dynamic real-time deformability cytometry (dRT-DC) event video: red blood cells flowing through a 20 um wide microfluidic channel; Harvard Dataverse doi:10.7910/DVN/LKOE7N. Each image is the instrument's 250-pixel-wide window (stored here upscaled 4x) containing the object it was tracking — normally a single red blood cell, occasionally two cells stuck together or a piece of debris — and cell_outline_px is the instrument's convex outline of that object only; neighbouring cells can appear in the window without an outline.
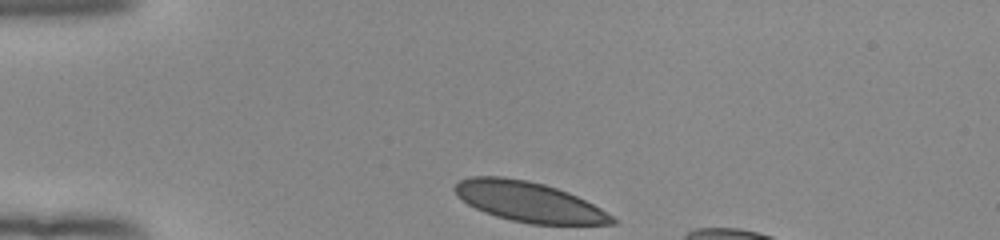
{"species": "human", "species_latin": "Homo sapiens", "temperature_condition": "room temperature", "stored_images_in_passage": 32, "camera_frame_rate_fps": 3000, "um_per_image_px": 0.085, "donor": {"sex": "female"}, "frame": {"image": 1, "passage_image": 1, "time_ms": 0.0, "image_size_px": [1000, 240], "cell_outline_px": [[616, 224], [532, 224], [512, 220], [496, 216], [484, 212], [468, 204], [456, 196], [452, 188], [460, 180], [472, 176], [504, 176], [528, 180], [544, 184], [568, 192], [600, 208], [612, 216], [616, 220]], "centroid_in_image_um": [44.9, 17.14], "position_along_channel_um": 40.1, "area_um2": 36.53}}
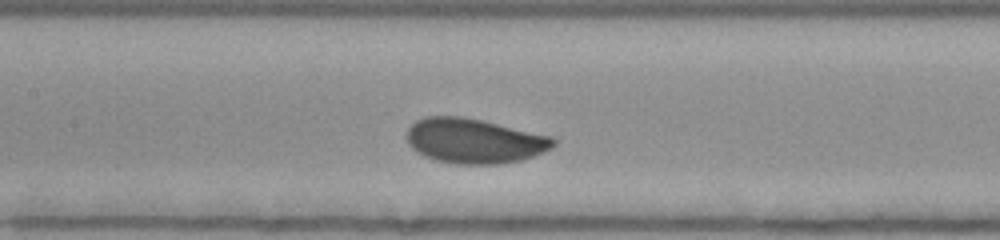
{"frame": {"image": 2, "passage_image": 14, "time_ms": 4.333, "image_size_px": [1000, 240], "cell_outline_px": [[556, 144], [552, 148], [532, 156], [520, 160], [500, 164], [456, 164], [436, 160], [412, 148], [408, 144], [408, 128], [416, 120], [424, 116], [464, 116], [552, 136], [556, 140]], "centroid_in_image_um": [40.33, 11.96], "position_along_channel_um": 167.1, "area_um2": 38.15}}
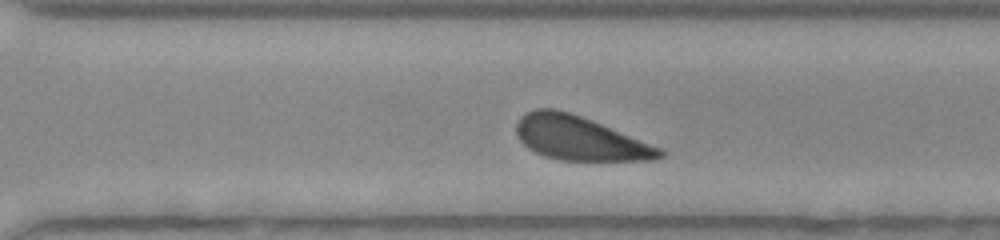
{"frame": {"image": 3, "passage_image": 26, "time_ms": 8.333, "image_size_px": [1000, 240], "cell_outline_px": [[664, 156], [652, 160], [560, 160], [544, 156], [528, 148], [520, 140], [516, 132], [516, 124], [520, 116], [536, 108], [556, 108], [592, 120], [660, 148], [664, 152]], "centroid_in_image_um": [49.23, 11.75], "position_along_channel_um": 321.4, "area_um2": 36.3}, "authors_computed_cell_mechanics": {"area_um2": 38.0613, "velocity_mm_per_s": 3.8673, "shape_relaxation_time_tau1_ms": 1.2924, "shape_relaxation_time_tau2_ms": null, "deformation_change_tau1": 0.0735, "deformation_change_tau2": null}}